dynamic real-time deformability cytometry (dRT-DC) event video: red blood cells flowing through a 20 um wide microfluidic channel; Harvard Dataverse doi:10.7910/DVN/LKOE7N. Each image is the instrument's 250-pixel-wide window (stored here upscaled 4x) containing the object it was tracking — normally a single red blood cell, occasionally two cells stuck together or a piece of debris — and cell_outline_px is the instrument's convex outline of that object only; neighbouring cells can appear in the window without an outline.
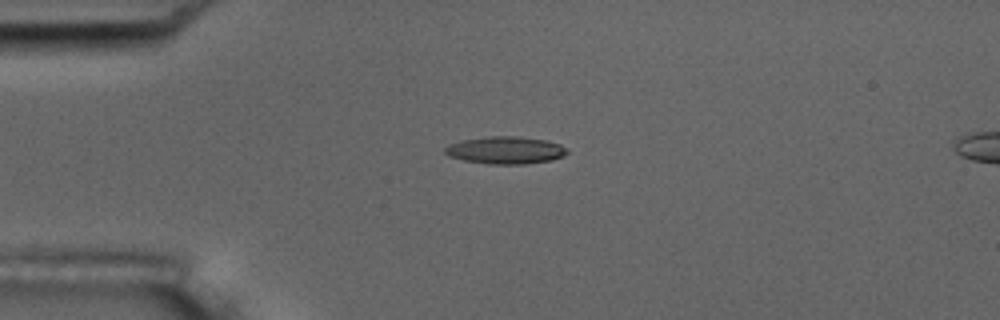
{"species": "common noctule bat (a hibernating species)", "species_latin": "Nyctalus noctula", "temperature_condition": "room temperature", "stored_images_in_passage": 5, "camera_frame_rate_fps": 3000, "um_per_image_px": 0.085, "animal": {"sex": "male", "body_mass_g": 17.5, "forearm_length_mm": 52.3}, "frame": {"image": 1, "passage_image": 4, "time_ms": 3.333, "image_size_px": [1000, 320], "cell_outline_px": [[568, 152], [564, 156], [552, 160], [524, 164], [488, 164], [464, 160], [448, 156], [444, 152], [444, 148], [448, 144], [460, 140], [492, 136], [512, 136], [544, 140], [560, 144], [568, 148]], "centroid_in_image_um": [42.95, 12.77], "position_along_channel_um": 42.0, "area_um2": 19.54}}